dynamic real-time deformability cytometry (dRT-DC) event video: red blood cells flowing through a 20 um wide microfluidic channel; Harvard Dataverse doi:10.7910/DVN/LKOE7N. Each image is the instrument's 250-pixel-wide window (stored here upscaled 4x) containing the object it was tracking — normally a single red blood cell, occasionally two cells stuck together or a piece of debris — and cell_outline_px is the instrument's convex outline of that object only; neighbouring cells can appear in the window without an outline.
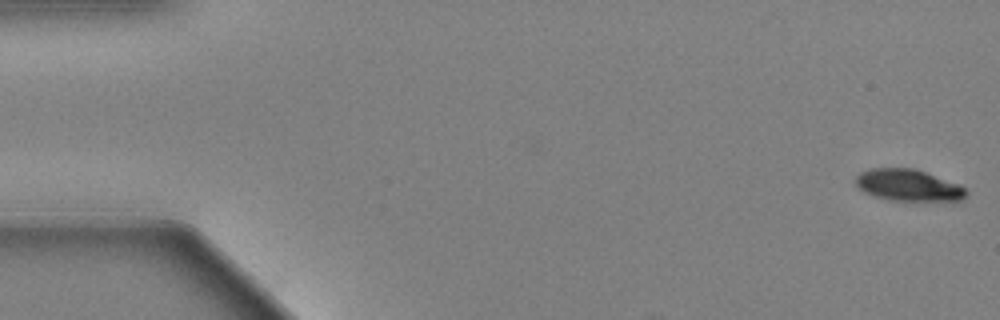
{"species": "Egyptian fruit bat (a non-hibernating species)", "species_latin": "Rousettus aegyptiacus", "temperature_condition": "warm", "stored_images_in_passage": 2, "camera_frame_rate_fps": 3000, "um_per_image_px": 0.085, "animal": {"sex": "female"}, "frame": {"image": 1, "passage_image": 2, "time_ms": 0.333, "image_size_px": [1000, 320], "cell_outline_px": [[968, 192], [964, 200], [888, 200], [864, 192], [856, 184], [856, 176], [860, 172], [872, 168], [912, 168], [960, 184]], "centroid_in_image_um": [77.21, 15.74], "position_along_channel_um": 7.8, "area_um2": 20.11}}